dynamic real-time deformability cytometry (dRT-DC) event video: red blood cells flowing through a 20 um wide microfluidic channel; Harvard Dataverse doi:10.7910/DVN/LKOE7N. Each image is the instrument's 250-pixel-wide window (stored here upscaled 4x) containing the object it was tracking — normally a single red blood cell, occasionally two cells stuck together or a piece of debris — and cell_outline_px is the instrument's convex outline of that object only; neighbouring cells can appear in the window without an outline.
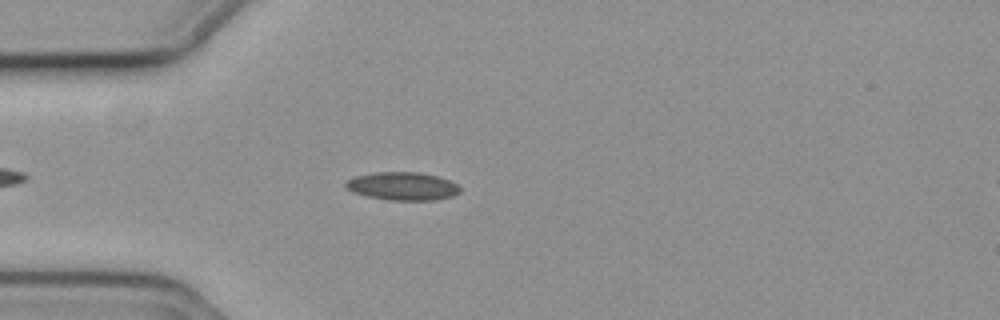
{"species": "common noctule bat (a hibernating species)", "species_latin": "Nyctalus noctula", "temperature_condition": "cold", "stored_images_in_passage": 46, "camera_frame_rate_fps": 3000, "um_per_image_px": 0.085, "animal": {"sex": "female", "body_mass_g": 19.3, "forearm_length_mm": 54.1}, "frame": {"image": 1, "passage_image": 6, "time_ms": 1.667, "image_size_px": [1000, 320], "cell_outline_px": [[460, 192], [452, 196], [436, 200], [388, 200], [368, 196], [352, 192], [344, 188], [344, 184], [348, 180], [356, 176], [372, 172], [420, 172], [436, 176], [448, 180], [456, 184], [460, 188]], "centroid_in_image_um": [34.19, 15.82], "position_along_channel_um": 50.8, "area_um2": 18.73}}
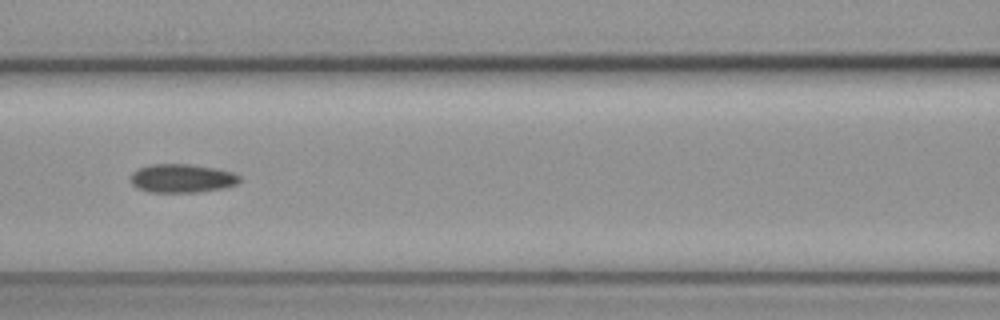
{"frame": {"image": 2, "passage_image": 15, "time_ms": 4.667, "image_size_px": [1000, 320], "cell_outline_px": [[240, 180], [236, 184], [224, 188], [200, 192], [148, 192], [136, 188], [132, 184], [128, 176], [132, 172], [148, 164], [188, 164], [216, 168], [232, 172], [240, 176]], "centroid_in_image_um": [15.43, 15.16], "position_along_channel_um": 151.2, "area_um2": 18.38}}
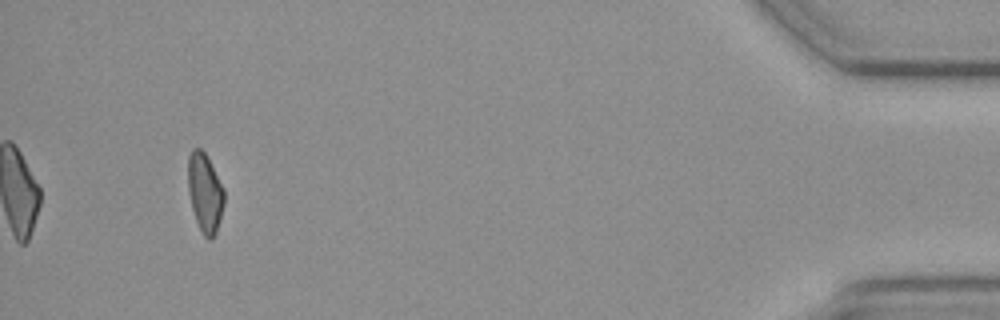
{"frame": {"image": 3, "passage_image": 43, "time_ms": 14.0, "image_size_px": [1000, 320], "cell_outline_px": [[224, 204], [220, 220], [216, 232], [212, 240], [208, 240], [204, 236], [196, 220], [192, 208], [188, 192], [188, 156], [192, 148], [200, 148], [204, 152], [224, 188]], "centroid_in_image_um": [17.42, 16.39], "position_along_channel_um": 417.8, "area_um2": 16.59}, "authors_computed_cell_mechanics": {"area_um2": 18.0047, "velocity_mm_per_s": 3.6997, "shape_relaxation_time_tau1_ms": 7.7175, "shape_relaxation_time_tau2_ms": null, "deformation_change_tau1": 0.0672, "deformation_change_tau2": null}}